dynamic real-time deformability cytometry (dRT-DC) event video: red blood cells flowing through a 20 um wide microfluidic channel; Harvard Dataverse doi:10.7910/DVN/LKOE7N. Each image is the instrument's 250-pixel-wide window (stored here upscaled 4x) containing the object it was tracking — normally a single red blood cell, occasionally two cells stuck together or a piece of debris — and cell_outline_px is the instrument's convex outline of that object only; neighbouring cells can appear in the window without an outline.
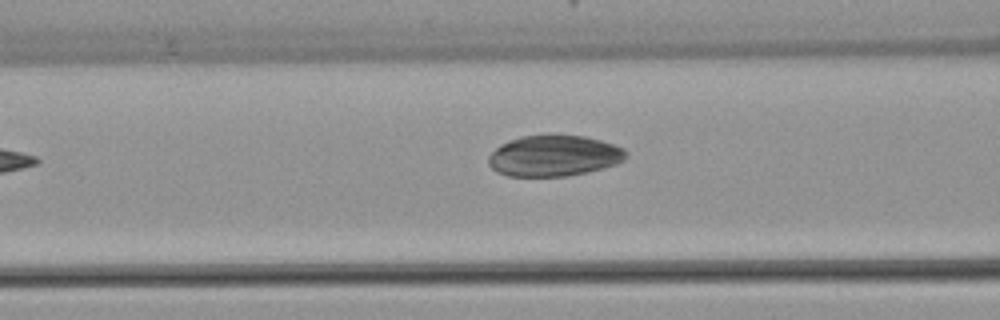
{"species": "common noctule bat (a hibernating species)", "species_latin": "Nyctalus noctula", "temperature_condition": "warm", "stored_images_in_passage": 5, "camera_frame_rate_fps": 3000, "um_per_image_px": 0.085, "animal": {"sex": "female", "body_mass_g": 22.7, "forearm_length_mm": 54.2}, "frame": {"image": 1, "passage_image": 4, "time_ms": 3.667, "image_size_px": [1000, 320], "cell_outline_px": [[628, 152], [624, 160], [616, 164], [604, 168], [588, 172], [568, 176], [508, 176], [496, 172], [488, 164], [488, 156], [500, 144], [508, 140], [520, 136], [548, 132], [556, 132], [584, 136], [600, 140], [624, 148]], "centroid_in_image_um": [47.07, 13.2], "position_along_channel_um": 119.5, "area_um2": 33.87}}